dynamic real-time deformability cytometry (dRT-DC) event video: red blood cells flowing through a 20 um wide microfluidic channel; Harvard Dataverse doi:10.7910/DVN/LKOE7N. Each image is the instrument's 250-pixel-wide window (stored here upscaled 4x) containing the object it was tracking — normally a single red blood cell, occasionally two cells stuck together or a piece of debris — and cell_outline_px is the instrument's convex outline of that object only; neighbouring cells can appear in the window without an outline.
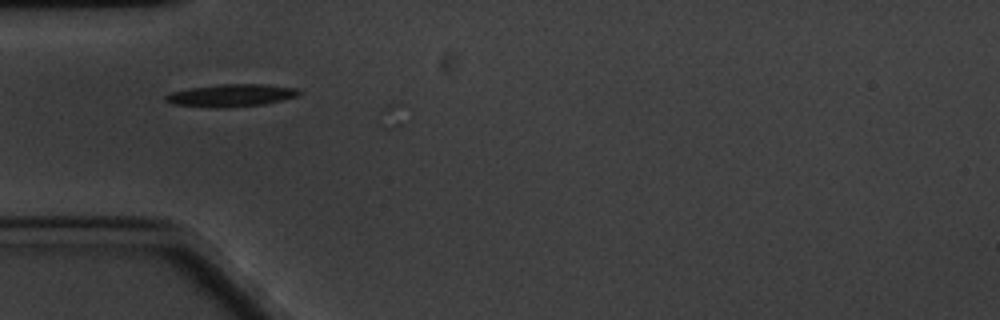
{"species": "common noctule bat (a hibernating species)", "species_latin": "Nyctalus noctula", "temperature_condition": "cold", "stored_images_in_passage": 8, "camera_frame_rate_fps": 3000, "um_per_image_px": 0.085, "animal": {"sex": "male", "body_mass_g": 20.1, "forearm_length_mm": 53.5}, "frame": {"image": 1, "passage_image": 2, "time_ms": 0.333, "image_size_px": [1000, 320], "cell_outline_px": [[300, 92], [296, 96], [264, 104], [224, 108], [212, 108], [172, 104], [164, 100], [164, 96], [172, 92], [188, 88], [220, 84], [268, 84], [300, 88]], "centroid_in_image_um": [19.63, 8.1], "position_along_channel_um": 65.4, "area_um2": 17.63}}